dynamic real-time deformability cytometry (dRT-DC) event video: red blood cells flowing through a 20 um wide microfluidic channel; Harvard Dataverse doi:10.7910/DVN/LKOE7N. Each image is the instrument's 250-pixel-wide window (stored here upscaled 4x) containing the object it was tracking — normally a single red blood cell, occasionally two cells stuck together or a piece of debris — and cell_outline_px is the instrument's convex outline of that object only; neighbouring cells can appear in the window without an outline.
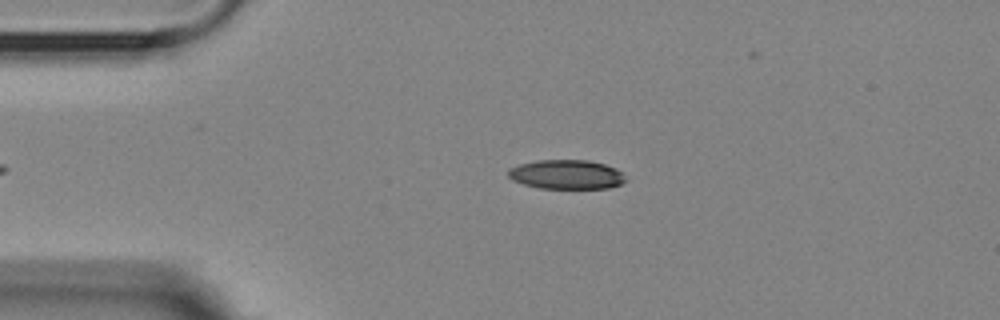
{"species": "Egyptian fruit bat (a non-hibernating species)", "species_latin": "Rousettus aegyptiacus", "temperature_condition": "room temperature", "stored_images_in_passage": 2, "camera_frame_rate_fps": 3000, "um_per_image_px": 0.085, "animal": {"sex": "female"}, "frame": {"image": 1, "passage_image": 2, "time_ms": 1.333, "image_size_px": [1000, 320], "cell_outline_px": [[628, 180], [620, 184], [608, 188], [540, 188], [524, 184], [512, 180], [508, 176], [508, 168], [520, 164], [536, 160], [588, 160], [604, 164], [616, 168]], "centroid_in_image_um": [48.14, 14.82], "position_along_channel_um": 36.9, "area_um2": 20.0}}